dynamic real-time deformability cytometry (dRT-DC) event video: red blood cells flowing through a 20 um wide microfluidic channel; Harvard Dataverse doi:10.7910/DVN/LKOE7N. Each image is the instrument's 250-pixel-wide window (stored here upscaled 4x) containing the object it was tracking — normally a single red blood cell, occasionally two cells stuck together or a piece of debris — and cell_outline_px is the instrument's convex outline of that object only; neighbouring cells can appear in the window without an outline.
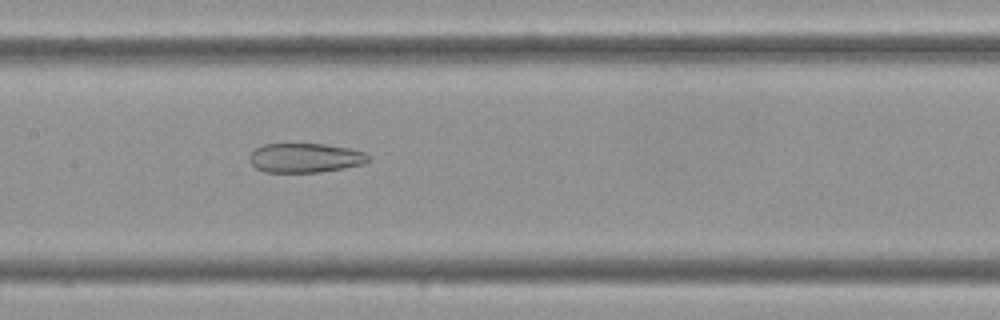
{"species": "Egyptian fruit bat (a non-hibernating species)", "species_latin": "Rousettus aegyptiacus", "temperature_condition": "cold", "stored_images_in_passage": 29, "camera_frame_rate_fps": 3000, "um_per_image_px": 0.085, "frame": {"image": 1, "passage_image": 13, "time_ms": 4.0, "image_size_px": [1000, 320], "cell_outline_px": [[368, 160], [364, 164], [344, 168], [320, 172], [264, 172], [256, 168], [252, 164], [248, 156], [256, 148], [264, 144], [324, 144], [348, 148], [364, 152], [368, 156]], "centroid_in_image_um": [25.92, 13.42], "position_along_channel_um": 181.5, "area_um2": 20.23}}
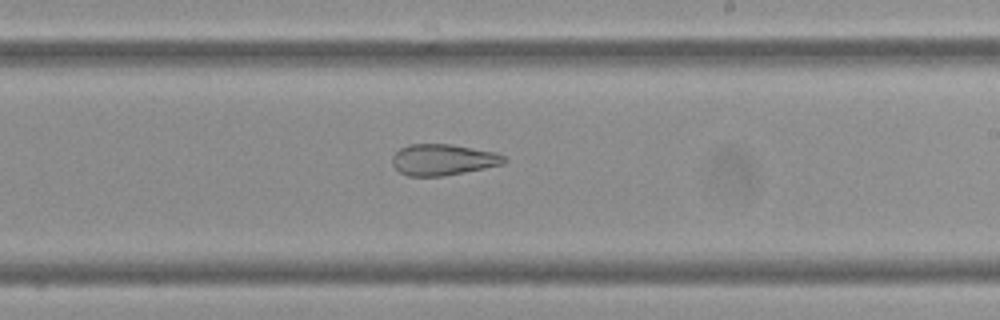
{"frame": {"image": 2, "passage_image": 19, "time_ms": 6.0, "image_size_px": [1000, 320], "cell_outline_px": [[508, 160], [504, 164], [444, 176], [408, 176], [400, 172], [392, 164], [392, 156], [400, 148], [408, 144], [452, 144], [496, 152], [504, 156]], "centroid_in_image_um": [37.66, 13.57], "position_along_channel_um": 251.3, "area_um2": 20.4}}
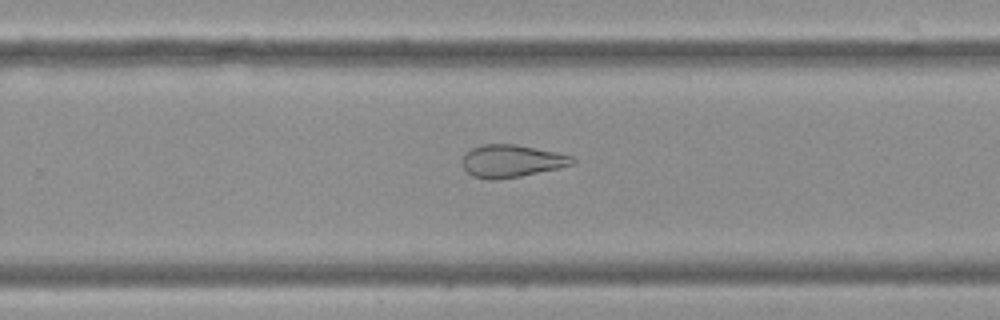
{"frame": {"image": 3, "passage_image": 22, "time_ms": 7.0, "image_size_px": [1000, 320], "cell_outline_px": [[576, 160], [572, 164], [556, 168], [520, 176], [492, 180], [472, 176], [464, 168], [464, 152], [472, 148], [484, 144], [516, 144], [556, 152], [572, 156]], "centroid_in_image_um": [43.47, 13.67], "position_along_channel_um": 286.3, "area_um2": 20.52}}